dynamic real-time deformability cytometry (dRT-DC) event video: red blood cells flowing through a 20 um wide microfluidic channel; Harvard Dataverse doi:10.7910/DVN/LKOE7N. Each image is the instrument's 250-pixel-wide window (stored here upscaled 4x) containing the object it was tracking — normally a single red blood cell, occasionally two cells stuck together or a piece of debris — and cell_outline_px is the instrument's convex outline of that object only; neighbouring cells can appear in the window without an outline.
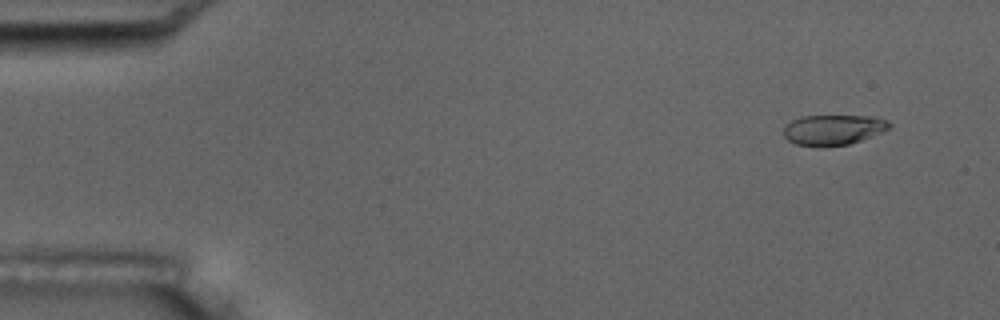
{"species": "common noctule bat (a hibernating species)", "species_latin": "Nyctalus noctula", "temperature_condition": "room temperature", "stored_images_in_passage": 3, "camera_frame_rate_fps": 3000, "um_per_image_px": 0.085, "animal": {"sex": "male", "body_mass_g": 17.5, "forearm_length_mm": 52.3}, "frame": {"image": 1, "passage_image": 3, "time_ms": 2.333, "image_size_px": [1000, 320], "cell_outline_px": [[892, 128], [860, 140], [848, 144], [796, 144], [788, 140], [784, 136], [784, 128], [792, 120], [800, 116], [876, 116], [888, 120], [892, 124]], "centroid_in_image_um": [70.89, 10.98], "position_along_channel_um": 14.1, "area_um2": 18.15}}